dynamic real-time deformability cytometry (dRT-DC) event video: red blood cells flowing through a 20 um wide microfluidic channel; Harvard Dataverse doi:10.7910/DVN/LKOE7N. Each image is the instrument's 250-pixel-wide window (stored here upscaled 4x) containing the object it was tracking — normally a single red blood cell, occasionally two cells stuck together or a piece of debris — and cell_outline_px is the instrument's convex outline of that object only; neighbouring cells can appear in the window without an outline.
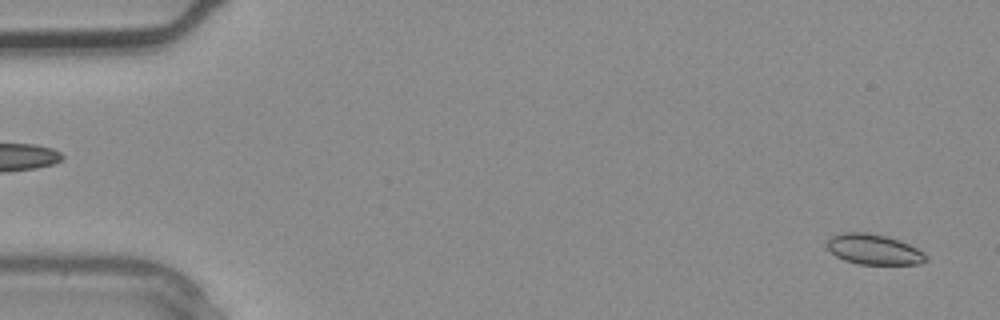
{"species": "common noctule bat (a hibernating species)", "species_latin": "Nyctalus noctula", "temperature_condition": "warm", "stored_images_in_passage": 2, "segment_of_instrument_passage": [2, 2], "camera_frame_rate_fps": 3000, "um_per_image_px": 0.085, "animal": {"sex": "male", "body_mass_g": 20.4}, "frame": {"image": 1, "passage_image": 2, "time_ms": 0.333, "image_size_px": [1000, 320], "cell_outline_px": [[928, 260], [920, 264], [860, 264], [844, 260], [836, 256], [824, 244], [832, 236], [844, 232], [868, 232], [888, 236], [900, 240], [924, 252], [928, 256]], "centroid_in_image_um": [74.29, 21.19], "position_along_channel_um": 10.7, "area_um2": 17.63}}